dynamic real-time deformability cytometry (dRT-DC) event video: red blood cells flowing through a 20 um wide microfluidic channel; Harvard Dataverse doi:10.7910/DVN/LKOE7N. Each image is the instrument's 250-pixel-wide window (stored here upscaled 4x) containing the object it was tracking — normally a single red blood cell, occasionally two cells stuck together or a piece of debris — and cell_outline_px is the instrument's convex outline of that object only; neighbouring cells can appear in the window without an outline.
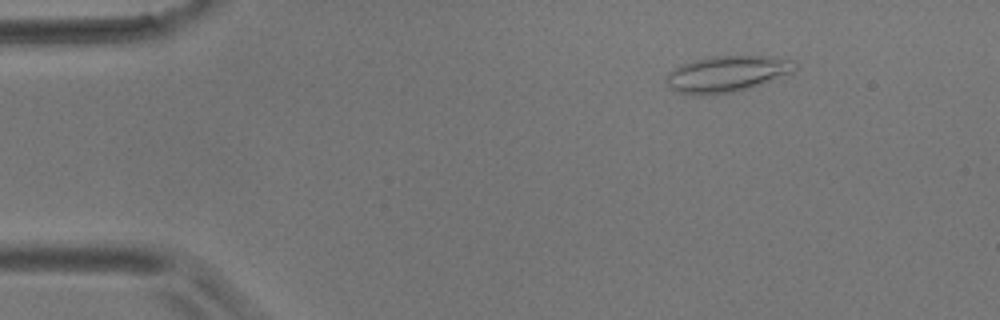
{"species": "common noctule bat (a hibernating species)", "species_latin": "Nyctalus noctula", "temperature_condition": "room temperature", "stored_images_in_passage": 5, "camera_frame_rate_fps": 3000, "um_per_image_px": 0.085, "animal": {"sex": "male", "body_mass_g": 17.9}, "frame": {"image": 1, "passage_image": 3, "time_ms": 2.333, "image_size_px": [1000, 320], "cell_outline_px": [[796, 68], [792, 72], [772, 80], [748, 88], [732, 92], [680, 92], [668, 88], [664, 80], [668, 72], [672, 68], [680, 64], [692, 60], [712, 56], [776, 56], [796, 60]], "centroid_in_image_um": [61.8, 6.22], "position_along_channel_um": 23.2, "area_um2": 26.7}}